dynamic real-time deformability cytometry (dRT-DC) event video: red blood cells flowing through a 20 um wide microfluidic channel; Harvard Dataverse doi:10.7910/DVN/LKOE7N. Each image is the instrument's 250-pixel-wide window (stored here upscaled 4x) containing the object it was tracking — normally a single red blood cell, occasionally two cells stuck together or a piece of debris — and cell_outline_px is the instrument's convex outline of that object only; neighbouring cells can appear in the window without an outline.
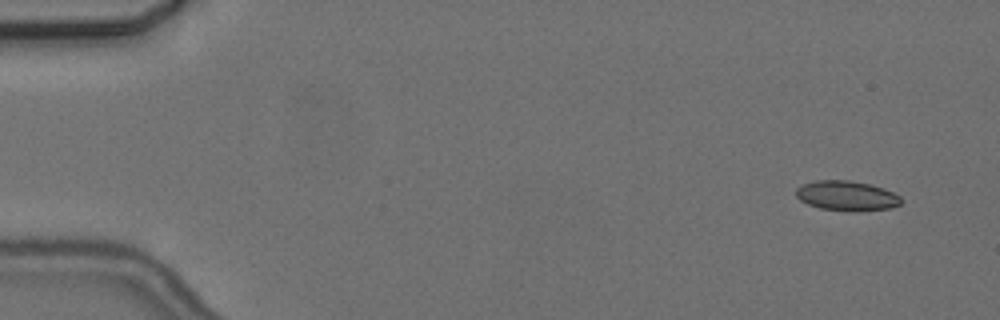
{"species": "common noctule bat (a hibernating species)", "species_latin": "Nyctalus noctula", "temperature_condition": "cold", "stored_images_in_passage": 9, "camera_frame_rate_fps": 3000, "um_per_image_px": 0.085, "animal": {"sex": "female", "body_mass_g": 24.6, "forearm_length_mm": 56.2}, "frame": {"image": 1, "passage_image": 1, "time_ms": 0.0, "image_size_px": [1000, 320], "cell_outline_px": [[904, 200], [900, 204], [892, 208], [860, 212], [856, 212], [820, 208], [808, 204], [800, 200], [796, 196], [796, 188], [800, 184], [816, 180], [848, 180], [872, 184], [884, 188], [900, 196]], "centroid_in_image_um": [71.99, 16.64], "position_along_channel_um": 13.0, "area_um2": 18.67}}
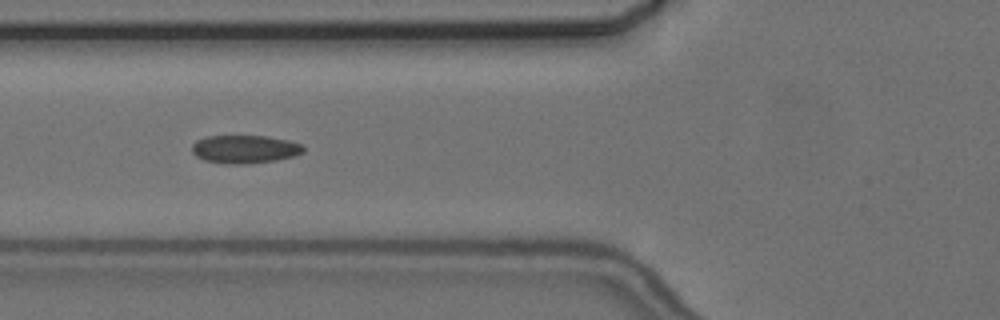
{"frame": {"image": 2, "passage_image": 6, "time_ms": 6.0, "image_size_px": [1000, 320], "cell_outline_px": [[304, 152], [296, 156], [276, 160], [244, 164], [224, 164], [204, 160], [196, 156], [192, 152], [192, 144], [196, 140], [208, 136], [268, 136], [288, 140], [304, 144]], "centroid_in_image_um": [20.83, 12.68], "position_along_channel_um": 105.0, "area_um2": 18.5}}
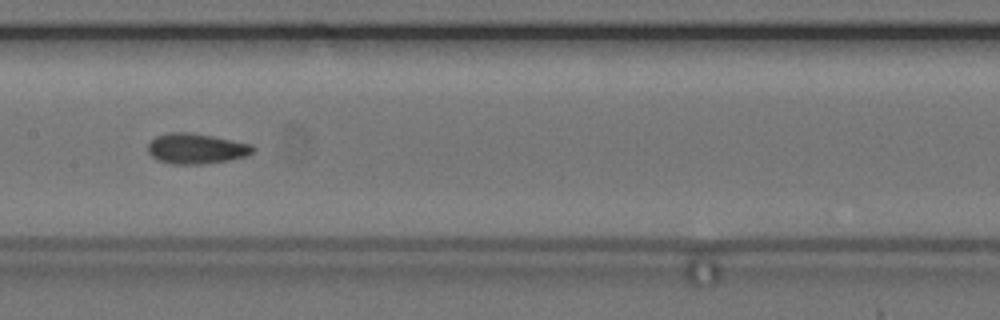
{"frame": {"image": 3, "passage_image": 8, "time_ms": 8.333, "image_size_px": [1000, 320], "cell_outline_px": [[256, 148], [252, 152], [244, 156], [228, 160], [200, 164], [172, 164], [156, 160], [148, 152], [148, 144], [156, 136], [168, 132], [188, 132], [212, 136], [252, 144]], "centroid_in_image_um": [16.65, 12.63], "position_along_channel_um": 190.8, "area_um2": 18.5}}